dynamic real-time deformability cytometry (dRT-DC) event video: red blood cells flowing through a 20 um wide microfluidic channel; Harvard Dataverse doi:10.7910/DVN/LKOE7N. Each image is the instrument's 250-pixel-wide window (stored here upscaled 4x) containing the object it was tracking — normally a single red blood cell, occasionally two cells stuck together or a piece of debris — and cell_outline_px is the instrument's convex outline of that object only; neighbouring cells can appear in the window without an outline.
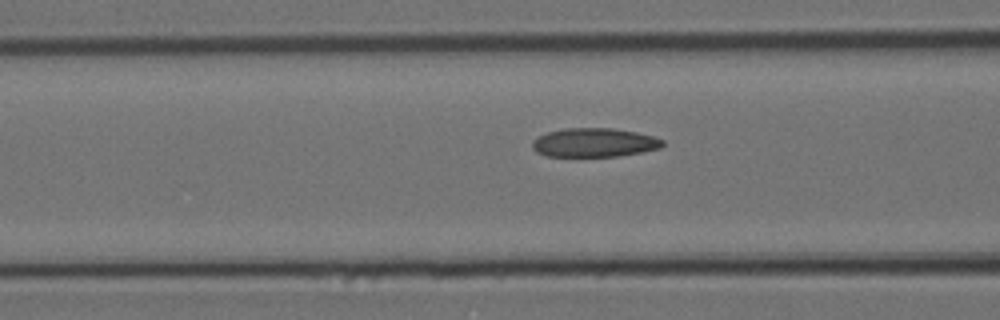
{"species": "Egyptian fruit bat (a non-hibernating species)", "species_latin": "Rousettus aegyptiacus", "temperature_condition": "cold", "stored_images_in_passage": 23, "camera_frame_rate_fps": 3000, "um_per_image_px": 0.085, "animal": {"sex": "female"}, "frame": {"image": 1, "passage_image": 17, "time_ms": 5.333, "image_size_px": [1000, 320], "cell_outline_px": [[664, 144], [660, 148], [640, 152], [616, 156], [548, 156], [536, 152], [532, 148], [532, 140], [548, 132], [564, 128], [612, 128], [636, 132], [652, 136], [664, 140]], "centroid_in_image_um": [50.5, 12.11], "position_along_channel_um": 116.1, "area_um2": 21.79}}